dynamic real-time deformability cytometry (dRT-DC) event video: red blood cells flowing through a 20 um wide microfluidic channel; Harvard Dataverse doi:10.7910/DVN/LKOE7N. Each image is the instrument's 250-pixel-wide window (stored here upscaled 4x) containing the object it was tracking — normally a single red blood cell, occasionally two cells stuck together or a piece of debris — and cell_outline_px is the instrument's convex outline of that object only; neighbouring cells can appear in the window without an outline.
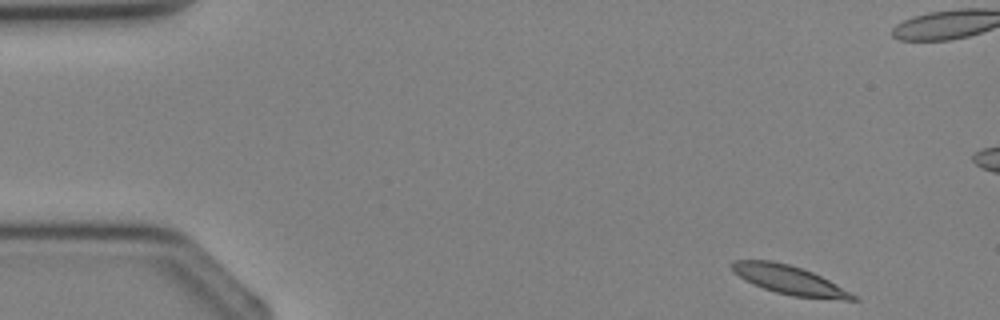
{"species": "Egyptian fruit bat (a non-hibernating species)", "species_latin": "Rousettus aegyptiacus", "temperature_condition": "cold", "stored_images_in_passage": 4, "camera_frame_rate_fps": 3000, "um_per_image_px": 0.085, "animal": {"sex": "female"}, "frame": {"image": 1, "passage_image": 1, "time_ms": 0.0, "image_size_px": [1000, 320], "cell_outline_px": [[860, 300], [844, 300], [792, 296], [776, 292], [752, 284], [744, 280], [732, 272], [728, 264], [732, 260], [772, 260], [788, 264], [812, 272], [836, 284], [856, 296]], "centroid_in_image_um": [67.01, 23.79], "position_along_channel_um": 18.0, "area_um2": 20.35}}